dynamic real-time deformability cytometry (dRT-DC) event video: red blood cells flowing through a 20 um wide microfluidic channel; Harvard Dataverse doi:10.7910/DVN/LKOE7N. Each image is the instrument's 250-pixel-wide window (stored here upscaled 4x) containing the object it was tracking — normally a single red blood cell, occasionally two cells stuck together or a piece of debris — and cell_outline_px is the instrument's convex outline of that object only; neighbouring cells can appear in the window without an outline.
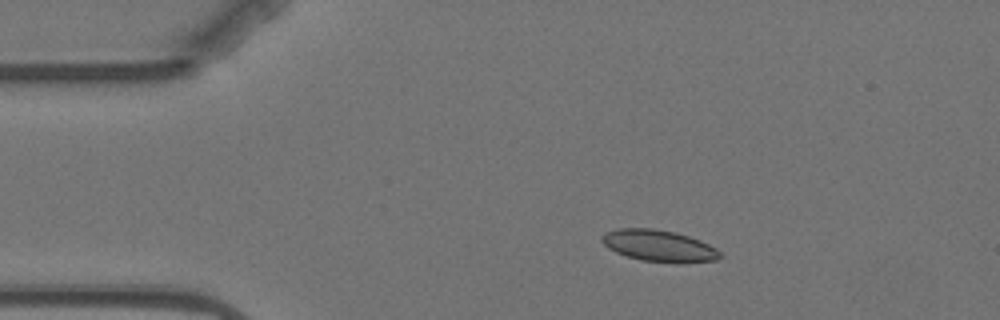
{"species": "Egyptian fruit bat (a non-hibernating species)", "species_latin": "Rousettus aegyptiacus", "temperature_condition": "warm", "stored_images_in_passage": 9, "camera_frame_rate_fps": 3000, "um_per_image_px": 0.085, "animal": {"sex": "female"}, "frame": {"image": 1, "passage_image": 3, "time_ms": 2.333, "image_size_px": [1000, 320], "cell_outline_px": [[724, 256], [716, 260], [640, 260], [616, 252], [608, 248], [600, 240], [600, 236], [608, 232], [620, 228], [652, 228], [676, 232], [700, 240], [716, 248]], "centroid_in_image_um": [55.96, 20.84], "position_along_channel_um": 29.0, "area_um2": 20.87}}
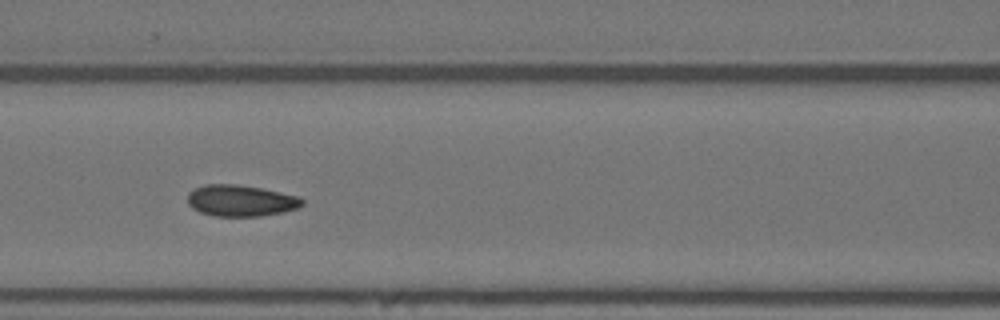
{"frame": {"image": 2, "passage_image": 7, "time_ms": 7.0, "image_size_px": [1000, 320], "cell_outline_px": [[304, 204], [296, 208], [284, 212], [260, 216], [212, 216], [200, 212], [192, 208], [188, 204], [188, 192], [204, 184], [236, 184], [260, 188], [300, 196], [304, 200]], "centroid_in_image_um": [20.46, 17.05], "position_along_channel_um": 146.1, "area_um2": 21.04}}
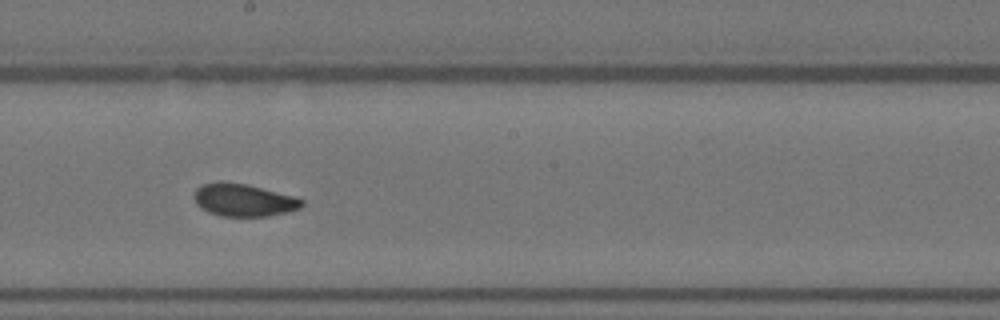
{"frame": {"image": 3, "passage_image": 9, "time_ms": 9.333, "image_size_px": [1000, 320], "cell_outline_px": [[304, 204], [300, 208], [268, 216], [220, 216], [208, 212], [200, 208], [196, 204], [196, 188], [204, 184], [220, 180], [248, 184], [296, 196], [304, 200]], "centroid_in_image_um": [20.72, 16.99], "position_along_channel_um": 227.5, "area_um2": 20.58}}